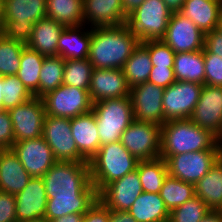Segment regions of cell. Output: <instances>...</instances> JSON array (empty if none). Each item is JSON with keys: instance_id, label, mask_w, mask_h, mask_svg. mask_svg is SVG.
Listing matches in <instances>:
<instances>
[{"instance_id": "cell-1", "label": "cell", "mask_w": 222, "mask_h": 222, "mask_svg": "<svg viewBox=\"0 0 222 222\" xmlns=\"http://www.w3.org/2000/svg\"><path fill=\"white\" fill-rule=\"evenodd\" d=\"M47 195L45 219L85 214L98 200L89 162L57 161L42 176Z\"/></svg>"}, {"instance_id": "cell-2", "label": "cell", "mask_w": 222, "mask_h": 222, "mask_svg": "<svg viewBox=\"0 0 222 222\" xmlns=\"http://www.w3.org/2000/svg\"><path fill=\"white\" fill-rule=\"evenodd\" d=\"M88 60L94 68L122 69L140 43L127 23L91 27Z\"/></svg>"}, {"instance_id": "cell-3", "label": "cell", "mask_w": 222, "mask_h": 222, "mask_svg": "<svg viewBox=\"0 0 222 222\" xmlns=\"http://www.w3.org/2000/svg\"><path fill=\"white\" fill-rule=\"evenodd\" d=\"M209 149H222V141L190 119L171 120L161 126L160 156Z\"/></svg>"}, {"instance_id": "cell-4", "label": "cell", "mask_w": 222, "mask_h": 222, "mask_svg": "<svg viewBox=\"0 0 222 222\" xmlns=\"http://www.w3.org/2000/svg\"><path fill=\"white\" fill-rule=\"evenodd\" d=\"M46 3V0H2L0 32L26 45L33 25L46 17Z\"/></svg>"}, {"instance_id": "cell-5", "label": "cell", "mask_w": 222, "mask_h": 222, "mask_svg": "<svg viewBox=\"0 0 222 222\" xmlns=\"http://www.w3.org/2000/svg\"><path fill=\"white\" fill-rule=\"evenodd\" d=\"M138 162L120 141L101 145L89 161L91 182L99 193L107 184L134 171Z\"/></svg>"}, {"instance_id": "cell-6", "label": "cell", "mask_w": 222, "mask_h": 222, "mask_svg": "<svg viewBox=\"0 0 222 222\" xmlns=\"http://www.w3.org/2000/svg\"><path fill=\"white\" fill-rule=\"evenodd\" d=\"M100 144L120 141L122 133L134 120L130 96L94 102Z\"/></svg>"}, {"instance_id": "cell-7", "label": "cell", "mask_w": 222, "mask_h": 222, "mask_svg": "<svg viewBox=\"0 0 222 222\" xmlns=\"http://www.w3.org/2000/svg\"><path fill=\"white\" fill-rule=\"evenodd\" d=\"M171 14L162 0H145L128 16L126 23L140 42L162 40Z\"/></svg>"}, {"instance_id": "cell-8", "label": "cell", "mask_w": 222, "mask_h": 222, "mask_svg": "<svg viewBox=\"0 0 222 222\" xmlns=\"http://www.w3.org/2000/svg\"><path fill=\"white\" fill-rule=\"evenodd\" d=\"M221 155L222 149H209L160 157L166 161L169 176L195 185Z\"/></svg>"}, {"instance_id": "cell-9", "label": "cell", "mask_w": 222, "mask_h": 222, "mask_svg": "<svg viewBox=\"0 0 222 222\" xmlns=\"http://www.w3.org/2000/svg\"><path fill=\"white\" fill-rule=\"evenodd\" d=\"M46 115L74 118L92 111L93 102L89 89H80L65 84L41 97Z\"/></svg>"}, {"instance_id": "cell-10", "label": "cell", "mask_w": 222, "mask_h": 222, "mask_svg": "<svg viewBox=\"0 0 222 222\" xmlns=\"http://www.w3.org/2000/svg\"><path fill=\"white\" fill-rule=\"evenodd\" d=\"M120 142L138 161L159 158L161 126L134 119L122 133Z\"/></svg>"}, {"instance_id": "cell-11", "label": "cell", "mask_w": 222, "mask_h": 222, "mask_svg": "<svg viewBox=\"0 0 222 222\" xmlns=\"http://www.w3.org/2000/svg\"><path fill=\"white\" fill-rule=\"evenodd\" d=\"M42 137L57 161L87 162L79 153L71 133L70 118L46 115Z\"/></svg>"}, {"instance_id": "cell-12", "label": "cell", "mask_w": 222, "mask_h": 222, "mask_svg": "<svg viewBox=\"0 0 222 222\" xmlns=\"http://www.w3.org/2000/svg\"><path fill=\"white\" fill-rule=\"evenodd\" d=\"M203 85L175 81L164 90L162 105L166 121L189 119L200 98Z\"/></svg>"}, {"instance_id": "cell-13", "label": "cell", "mask_w": 222, "mask_h": 222, "mask_svg": "<svg viewBox=\"0 0 222 222\" xmlns=\"http://www.w3.org/2000/svg\"><path fill=\"white\" fill-rule=\"evenodd\" d=\"M8 111L13 124L15 142L42 136L46 116L42 98L34 96Z\"/></svg>"}, {"instance_id": "cell-14", "label": "cell", "mask_w": 222, "mask_h": 222, "mask_svg": "<svg viewBox=\"0 0 222 222\" xmlns=\"http://www.w3.org/2000/svg\"><path fill=\"white\" fill-rule=\"evenodd\" d=\"M165 88L146 81L130 88L133 116L138 121L162 126L164 118L162 99Z\"/></svg>"}, {"instance_id": "cell-15", "label": "cell", "mask_w": 222, "mask_h": 222, "mask_svg": "<svg viewBox=\"0 0 222 222\" xmlns=\"http://www.w3.org/2000/svg\"><path fill=\"white\" fill-rule=\"evenodd\" d=\"M175 53L204 49L205 34L180 12L172 13L162 39Z\"/></svg>"}, {"instance_id": "cell-16", "label": "cell", "mask_w": 222, "mask_h": 222, "mask_svg": "<svg viewBox=\"0 0 222 222\" xmlns=\"http://www.w3.org/2000/svg\"><path fill=\"white\" fill-rule=\"evenodd\" d=\"M189 119L222 141V87L204 84Z\"/></svg>"}, {"instance_id": "cell-17", "label": "cell", "mask_w": 222, "mask_h": 222, "mask_svg": "<svg viewBox=\"0 0 222 222\" xmlns=\"http://www.w3.org/2000/svg\"><path fill=\"white\" fill-rule=\"evenodd\" d=\"M11 149L33 178L42 177L57 162L52 149L42 136L14 142Z\"/></svg>"}, {"instance_id": "cell-18", "label": "cell", "mask_w": 222, "mask_h": 222, "mask_svg": "<svg viewBox=\"0 0 222 222\" xmlns=\"http://www.w3.org/2000/svg\"><path fill=\"white\" fill-rule=\"evenodd\" d=\"M143 192L137 168L122 178L107 184L98 199L110 210L129 211L132 204Z\"/></svg>"}, {"instance_id": "cell-19", "label": "cell", "mask_w": 222, "mask_h": 222, "mask_svg": "<svg viewBox=\"0 0 222 222\" xmlns=\"http://www.w3.org/2000/svg\"><path fill=\"white\" fill-rule=\"evenodd\" d=\"M89 94L93 103L105 99L130 96V87L123 69L94 68L90 80Z\"/></svg>"}, {"instance_id": "cell-20", "label": "cell", "mask_w": 222, "mask_h": 222, "mask_svg": "<svg viewBox=\"0 0 222 222\" xmlns=\"http://www.w3.org/2000/svg\"><path fill=\"white\" fill-rule=\"evenodd\" d=\"M17 222L45 218L47 195L42 177L31 178L27 186L15 195Z\"/></svg>"}, {"instance_id": "cell-21", "label": "cell", "mask_w": 222, "mask_h": 222, "mask_svg": "<svg viewBox=\"0 0 222 222\" xmlns=\"http://www.w3.org/2000/svg\"><path fill=\"white\" fill-rule=\"evenodd\" d=\"M70 125L80 155L89 162L101 146L94 112L70 118Z\"/></svg>"}, {"instance_id": "cell-22", "label": "cell", "mask_w": 222, "mask_h": 222, "mask_svg": "<svg viewBox=\"0 0 222 222\" xmlns=\"http://www.w3.org/2000/svg\"><path fill=\"white\" fill-rule=\"evenodd\" d=\"M83 16L92 27L121 25L128 18L122 0H83Z\"/></svg>"}, {"instance_id": "cell-23", "label": "cell", "mask_w": 222, "mask_h": 222, "mask_svg": "<svg viewBox=\"0 0 222 222\" xmlns=\"http://www.w3.org/2000/svg\"><path fill=\"white\" fill-rule=\"evenodd\" d=\"M32 177L25 170L13 150L0 149V191L16 195Z\"/></svg>"}, {"instance_id": "cell-24", "label": "cell", "mask_w": 222, "mask_h": 222, "mask_svg": "<svg viewBox=\"0 0 222 222\" xmlns=\"http://www.w3.org/2000/svg\"><path fill=\"white\" fill-rule=\"evenodd\" d=\"M64 28V25L45 17L33 25L26 46L44 57L58 56V39Z\"/></svg>"}, {"instance_id": "cell-25", "label": "cell", "mask_w": 222, "mask_h": 222, "mask_svg": "<svg viewBox=\"0 0 222 222\" xmlns=\"http://www.w3.org/2000/svg\"><path fill=\"white\" fill-rule=\"evenodd\" d=\"M221 12L222 0H185L180 11L204 34L218 28Z\"/></svg>"}, {"instance_id": "cell-26", "label": "cell", "mask_w": 222, "mask_h": 222, "mask_svg": "<svg viewBox=\"0 0 222 222\" xmlns=\"http://www.w3.org/2000/svg\"><path fill=\"white\" fill-rule=\"evenodd\" d=\"M81 27L70 26L64 28L58 39V56L72 60L88 58L92 37L91 30L80 32Z\"/></svg>"}, {"instance_id": "cell-27", "label": "cell", "mask_w": 222, "mask_h": 222, "mask_svg": "<svg viewBox=\"0 0 222 222\" xmlns=\"http://www.w3.org/2000/svg\"><path fill=\"white\" fill-rule=\"evenodd\" d=\"M195 196L201 198L211 210L222 208V155L195 184Z\"/></svg>"}, {"instance_id": "cell-28", "label": "cell", "mask_w": 222, "mask_h": 222, "mask_svg": "<svg viewBox=\"0 0 222 222\" xmlns=\"http://www.w3.org/2000/svg\"><path fill=\"white\" fill-rule=\"evenodd\" d=\"M137 222H166L169 210L159 193L142 192L128 211Z\"/></svg>"}, {"instance_id": "cell-29", "label": "cell", "mask_w": 222, "mask_h": 222, "mask_svg": "<svg viewBox=\"0 0 222 222\" xmlns=\"http://www.w3.org/2000/svg\"><path fill=\"white\" fill-rule=\"evenodd\" d=\"M173 69L176 81H187L204 85L205 66L203 50L175 53Z\"/></svg>"}, {"instance_id": "cell-30", "label": "cell", "mask_w": 222, "mask_h": 222, "mask_svg": "<svg viewBox=\"0 0 222 222\" xmlns=\"http://www.w3.org/2000/svg\"><path fill=\"white\" fill-rule=\"evenodd\" d=\"M46 17L64 25L83 26V0H46Z\"/></svg>"}, {"instance_id": "cell-31", "label": "cell", "mask_w": 222, "mask_h": 222, "mask_svg": "<svg viewBox=\"0 0 222 222\" xmlns=\"http://www.w3.org/2000/svg\"><path fill=\"white\" fill-rule=\"evenodd\" d=\"M43 61L44 56L26 45L24 46L17 77L35 97H39V80Z\"/></svg>"}, {"instance_id": "cell-32", "label": "cell", "mask_w": 222, "mask_h": 222, "mask_svg": "<svg viewBox=\"0 0 222 222\" xmlns=\"http://www.w3.org/2000/svg\"><path fill=\"white\" fill-rule=\"evenodd\" d=\"M122 69L130 88L148 81L152 70L149 50L140 42Z\"/></svg>"}, {"instance_id": "cell-33", "label": "cell", "mask_w": 222, "mask_h": 222, "mask_svg": "<svg viewBox=\"0 0 222 222\" xmlns=\"http://www.w3.org/2000/svg\"><path fill=\"white\" fill-rule=\"evenodd\" d=\"M137 171L143 192L149 193H159L163 181L168 175L166 161L161 157L139 161Z\"/></svg>"}, {"instance_id": "cell-34", "label": "cell", "mask_w": 222, "mask_h": 222, "mask_svg": "<svg viewBox=\"0 0 222 222\" xmlns=\"http://www.w3.org/2000/svg\"><path fill=\"white\" fill-rule=\"evenodd\" d=\"M159 194L170 212L195 196V185L167 175Z\"/></svg>"}, {"instance_id": "cell-35", "label": "cell", "mask_w": 222, "mask_h": 222, "mask_svg": "<svg viewBox=\"0 0 222 222\" xmlns=\"http://www.w3.org/2000/svg\"><path fill=\"white\" fill-rule=\"evenodd\" d=\"M65 59L61 56L44 57L39 80V98L63 84Z\"/></svg>"}, {"instance_id": "cell-36", "label": "cell", "mask_w": 222, "mask_h": 222, "mask_svg": "<svg viewBox=\"0 0 222 222\" xmlns=\"http://www.w3.org/2000/svg\"><path fill=\"white\" fill-rule=\"evenodd\" d=\"M25 44L5 37L0 32V75H17Z\"/></svg>"}, {"instance_id": "cell-37", "label": "cell", "mask_w": 222, "mask_h": 222, "mask_svg": "<svg viewBox=\"0 0 222 222\" xmlns=\"http://www.w3.org/2000/svg\"><path fill=\"white\" fill-rule=\"evenodd\" d=\"M93 65L87 59H65L63 84L80 89H89Z\"/></svg>"}, {"instance_id": "cell-38", "label": "cell", "mask_w": 222, "mask_h": 222, "mask_svg": "<svg viewBox=\"0 0 222 222\" xmlns=\"http://www.w3.org/2000/svg\"><path fill=\"white\" fill-rule=\"evenodd\" d=\"M211 209L204 201L194 196L169 213V222H200Z\"/></svg>"}, {"instance_id": "cell-39", "label": "cell", "mask_w": 222, "mask_h": 222, "mask_svg": "<svg viewBox=\"0 0 222 222\" xmlns=\"http://www.w3.org/2000/svg\"><path fill=\"white\" fill-rule=\"evenodd\" d=\"M34 97L17 75L3 76V109L9 110Z\"/></svg>"}, {"instance_id": "cell-40", "label": "cell", "mask_w": 222, "mask_h": 222, "mask_svg": "<svg viewBox=\"0 0 222 222\" xmlns=\"http://www.w3.org/2000/svg\"><path fill=\"white\" fill-rule=\"evenodd\" d=\"M141 43L149 50L152 66L173 67L175 52L163 40Z\"/></svg>"}, {"instance_id": "cell-41", "label": "cell", "mask_w": 222, "mask_h": 222, "mask_svg": "<svg viewBox=\"0 0 222 222\" xmlns=\"http://www.w3.org/2000/svg\"><path fill=\"white\" fill-rule=\"evenodd\" d=\"M205 66V84L222 87V57L203 49Z\"/></svg>"}, {"instance_id": "cell-42", "label": "cell", "mask_w": 222, "mask_h": 222, "mask_svg": "<svg viewBox=\"0 0 222 222\" xmlns=\"http://www.w3.org/2000/svg\"><path fill=\"white\" fill-rule=\"evenodd\" d=\"M15 142L13 124L8 110L0 111V149H10Z\"/></svg>"}, {"instance_id": "cell-43", "label": "cell", "mask_w": 222, "mask_h": 222, "mask_svg": "<svg viewBox=\"0 0 222 222\" xmlns=\"http://www.w3.org/2000/svg\"><path fill=\"white\" fill-rule=\"evenodd\" d=\"M0 222H17L15 195L0 191Z\"/></svg>"}, {"instance_id": "cell-44", "label": "cell", "mask_w": 222, "mask_h": 222, "mask_svg": "<svg viewBox=\"0 0 222 222\" xmlns=\"http://www.w3.org/2000/svg\"><path fill=\"white\" fill-rule=\"evenodd\" d=\"M176 81L173 67H156L152 66L148 82L157 86L167 88Z\"/></svg>"}, {"instance_id": "cell-45", "label": "cell", "mask_w": 222, "mask_h": 222, "mask_svg": "<svg viewBox=\"0 0 222 222\" xmlns=\"http://www.w3.org/2000/svg\"><path fill=\"white\" fill-rule=\"evenodd\" d=\"M82 222H109V209L98 199L84 214Z\"/></svg>"}, {"instance_id": "cell-46", "label": "cell", "mask_w": 222, "mask_h": 222, "mask_svg": "<svg viewBox=\"0 0 222 222\" xmlns=\"http://www.w3.org/2000/svg\"><path fill=\"white\" fill-rule=\"evenodd\" d=\"M204 47L212 54L222 57V33L217 29L205 34Z\"/></svg>"}, {"instance_id": "cell-47", "label": "cell", "mask_w": 222, "mask_h": 222, "mask_svg": "<svg viewBox=\"0 0 222 222\" xmlns=\"http://www.w3.org/2000/svg\"><path fill=\"white\" fill-rule=\"evenodd\" d=\"M109 222H137L128 211L109 209Z\"/></svg>"}, {"instance_id": "cell-48", "label": "cell", "mask_w": 222, "mask_h": 222, "mask_svg": "<svg viewBox=\"0 0 222 222\" xmlns=\"http://www.w3.org/2000/svg\"><path fill=\"white\" fill-rule=\"evenodd\" d=\"M145 0H122V7L125 15L128 17L135 11Z\"/></svg>"}, {"instance_id": "cell-49", "label": "cell", "mask_w": 222, "mask_h": 222, "mask_svg": "<svg viewBox=\"0 0 222 222\" xmlns=\"http://www.w3.org/2000/svg\"><path fill=\"white\" fill-rule=\"evenodd\" d=\"M84 214H68L62 217L52 219L50 222H82Z\"/></svg>"}, {"instance_id": "cell-50", "label": "cell", "mask_w": 222, "mask_h": 222, "mask_svg": "<svg viewBox=\"0 0 222 222\" xmlns=\"http://www.w3.org/2000/svg\"><path fill=\"white\" fill-rule=\"evenodd\" d=\"M162 1L166 4L167 8L172 13H176L181 11L185 0H162Z\"/></svg>"}, {"instance_id": "cell-51", "label": "cell", "mask_w": 222, "mask_h": 222, "mask_svg": "<svg viewBox=\"0 0 222 222\" xmlns=\"http://www.w3.org/2000/svg\"><path fill=\"white\" fill-rule=\"evenodd\" d=\"M200 222H222V212L211 210Z\"/></svg>"}, {"instance_id": "cell-52", "label": "cell", "mask_w": 222, "mask_h": 222, "mask_svg": "<svg viewBox=\"0 0 222 222\" xmlns=\"http://www.w3.org/2000/svg\"><path fill=\"white\" fill-rule=\"evenodd\" d=\"M3 109V76L0 75V111Z\"/></svg>"}, {"instance_id": "cell-53", "label": "cell", "mask_w": 222, "mask_h": 222, "mask_svg": "<svg viewBox=\"0 0 222 222\" xmlns=\"http://www.w3.org/2000/svg\"><path fill=\"white\" fill-rule=\"evenodd\" d=\"M217 30L222 33V12H221V15H220V19H219Z\"/></svg>"}, {"instance_id": "cell-54", "label": "cell", "mask_w": 222, "mask_h": 222, "mask_svg": "<svg viewBox=\"0 0 222 222\" xmlns=\"http://www.w3.org/2000/svg\"><path fill=\"white\" fill-rule=\"evenodd\" d=\"M27 222H49L45 218L43 219H38V220H32V221H27Z\"/></svg>"}, {"instance_id": "cell-55", "label": "cell", "mask_w": 222, "mask_h": 222, "mask_svg": "<svg viewBox=\"0 0 222 222\" xmlns=\"http://www.w3.org/2000/svg\"><path fill=\"white\" fill-rule=\"evenodd\" d=\"M1 8H2V0H0V25H1Z\"/></svg>"}]
</instances>
